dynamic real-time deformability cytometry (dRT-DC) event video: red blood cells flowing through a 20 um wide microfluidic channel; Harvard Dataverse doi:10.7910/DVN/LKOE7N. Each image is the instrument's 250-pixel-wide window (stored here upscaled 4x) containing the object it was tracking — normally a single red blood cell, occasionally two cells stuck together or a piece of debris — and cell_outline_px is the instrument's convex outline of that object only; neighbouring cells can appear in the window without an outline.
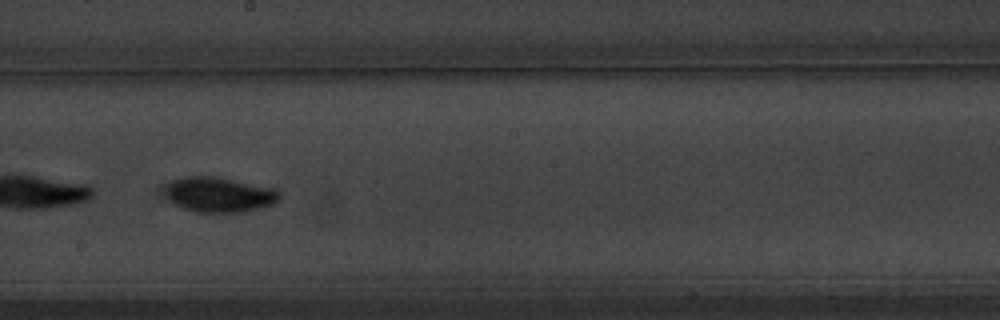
{"species": "common noctule bat (a hibernating species)", "species_latin": "Nyctalus noctula", "temperature_condition": "warm", "stored_images_in_passage": 11, "camera_frame_rate_fps": 3000, "um_per_image_px": 0.085, "animal": {"sex": "male", "body_mass_g": 20.1, "forearm_length_mm": 53.5}, "frame": {"image": 1, "passage_image": 10, "time_ms": 11.667, "image_size_px": [1000, 320], "cell_outline_px": [[280, 200], [272, 204], [260, 208], [244, 212], [196, 212], [180, 208], [168, 196], [168, 184], [172, 180], [184, 176], [216, 176], [276, 188], [280, 192]], "centroid_in_image_um": [18.7, 16.54], "position_along_channel_um": 229.5, "area_um2": 23.35}}